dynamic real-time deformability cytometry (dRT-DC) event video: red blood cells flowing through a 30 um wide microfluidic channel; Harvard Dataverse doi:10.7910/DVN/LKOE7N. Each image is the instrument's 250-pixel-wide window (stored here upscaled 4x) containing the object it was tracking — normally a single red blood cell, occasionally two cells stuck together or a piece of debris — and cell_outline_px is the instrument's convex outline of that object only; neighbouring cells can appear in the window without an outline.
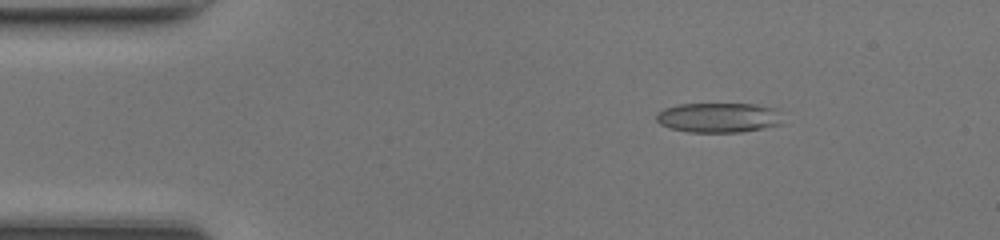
{"species": "common noctule bat (a hibernating species)", "species_latin": "Nyctalus noctula", "temperature_condition": "room temperature", "stored_images_in_passage": 46, "camera_frame_rate_fps": 3000, "um_per_image_px": 0.085, "animal": {"sex": "female", "body_mass_g": 17.0, "forearm_length_mm": 48.0}, "frame": {"image": 1, "passage_image": 6, "time_ms": 1.667, "image_size_px": [1000, 240], "cell_outline_px": [[784, 124], [764, 128], [740, 132], [688, 132], [672, 128], [660, 124], [656, 120], [656, 112], [664, 108], [680, 104], [756, 104], [776, 108]], "centroid_in_image_um": [61.09, 9.99], "position_along_channel_um": 23.9, "area_um2": 22.08}}
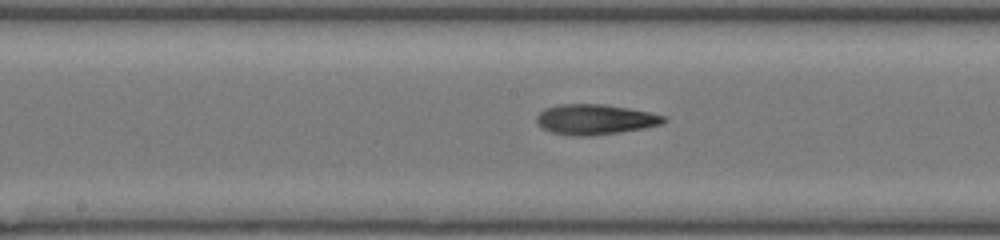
{"frame": {"image": 2, "passage_image": 23, "time_ms": 7.333, "image_size_px": [1000, 240], "cell_outline_px": [[668, 120], [660, 124], [644, 128], [620, 132], [588, 136], [576, 136], [552, 132], [544, 128], [536, 120], [536, 116], [544, 108], [560, 104], [604, 104], [628, 108], [648, 112], [664, 116]], "centroid_in_image_um": [50.58, 10.14], "position_along_channel_um": 197.6, "area_um2": 22.2}}
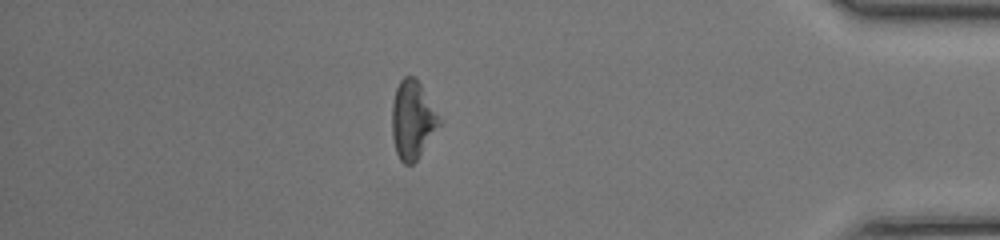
{"frame": {"image": 3, "passage_image": 40, "time_ms": 13.0, "image_size_px": [1000, 240], "cell_outline_px": [[440, 124], [416, 160], [412, 164], [404, 164], [400, 160], [396, 152], [392, 136], [392, 104], [396, 88], [400, 80], [404, 76], [412, 76], [420, 84], [440, 120]], "centroid_in_image_um": [35.02, 10.2], "position_along_channel_um": 400.2, "area_um2": 20.92}, "authors_computed_cell_mechanics": {"area_um2": 22.1952, "velocity_mm_per_s": 4.3462, "shape_relaxation_time_tau1_ms": 11.3514, "shape_relaxation_time_tau2_ms": 6.372, "deformation_change_tau1": 0.2556, "deformation_change_tau2": 0.1776}}